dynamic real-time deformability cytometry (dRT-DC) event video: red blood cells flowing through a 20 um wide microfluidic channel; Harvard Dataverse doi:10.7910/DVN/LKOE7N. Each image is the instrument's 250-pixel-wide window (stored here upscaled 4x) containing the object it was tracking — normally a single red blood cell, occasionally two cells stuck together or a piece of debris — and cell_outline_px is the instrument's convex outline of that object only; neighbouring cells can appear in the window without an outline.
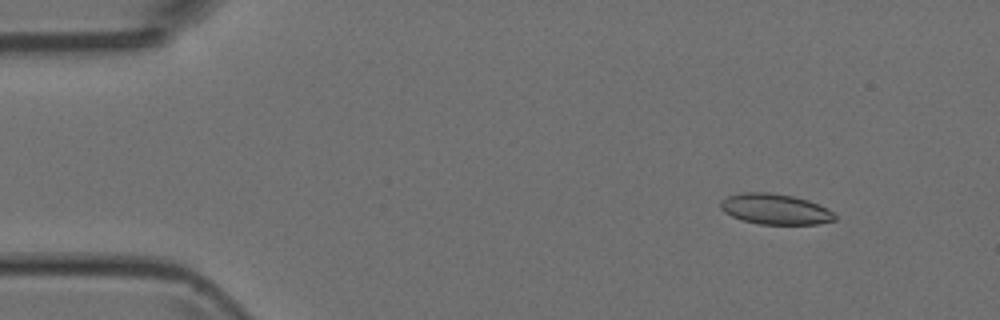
{"species": "Egyptian fruit bat (a non-hibernating species)", "species_latin": "Rousettus aegyptiacus", "temperature_condition": "room temperature", "stored_images_in_passage": 50, "camera_frame_rate_fps": 3000, "um_per_image_px": 0.085, "animal": {"sex": "female"}, "frame": {"image": 1, "passage_image": 6, "time_ms": 1.667, "image_size_px": [1000, 320], "cell_outline_px": [[836, 220], [816, 224], [760, 224], [744, 220], [732, 216], [724, 212], [720, 208], [720, 200], [728, 196], [740, 192], [768, 192], [792, 196], [808, 200], [828, 208], [836, 216]], "centroid_in_image_um": [65.88, 17.77], "position_along_channel_um": 19.1, "area_um2": 20.35}}
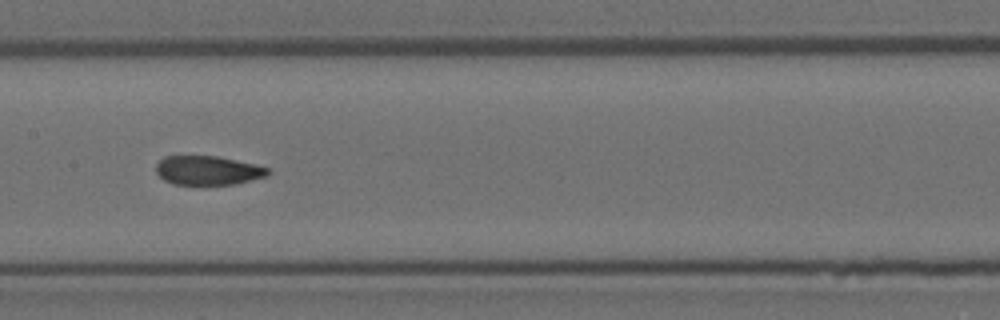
{"frame": {"image": 2, "passage_image": 25, "time_ms": 8.0, "image_size_px": [1000, 320], "cell_outline_px": [[272, 172], [268, 176], [236, 184], [172, 184], [164, 180], [156, 172], [156, 164], [160, 160], [168, 156], [216, 156], [256, 164], [268, 168]], "centroid_in_image_um": [17.71, 14.49], "position_along_channel_um": 189.7, "area_um2": 18.96}}
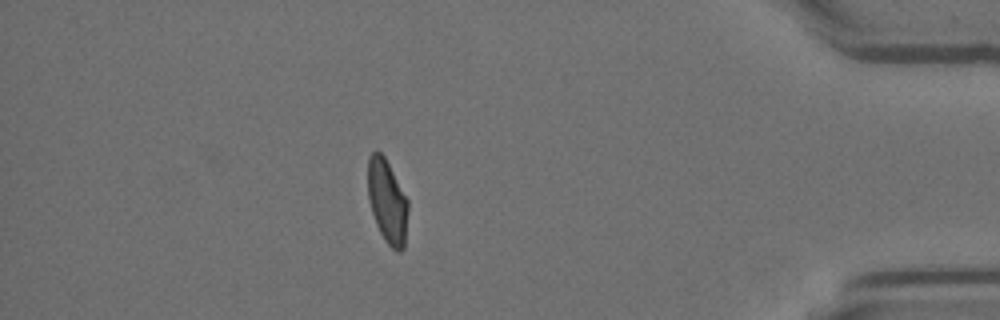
{"frame": {"image": 3, "passage_image": 44, "time_ms": 14.333, "image_size_px": [1000, 320], "cell_outline_px": [[408, 212], [404, 248], [400, 252], [396, 252], [384, 240], [376, 224], [368, 200], [368, 156], [376, 148], [384, 156], [408, 200]], "centroid_in_image_um": [32.91, 17.12], "position_along_channel_um": 402.3, "area_um2": 19.71}}